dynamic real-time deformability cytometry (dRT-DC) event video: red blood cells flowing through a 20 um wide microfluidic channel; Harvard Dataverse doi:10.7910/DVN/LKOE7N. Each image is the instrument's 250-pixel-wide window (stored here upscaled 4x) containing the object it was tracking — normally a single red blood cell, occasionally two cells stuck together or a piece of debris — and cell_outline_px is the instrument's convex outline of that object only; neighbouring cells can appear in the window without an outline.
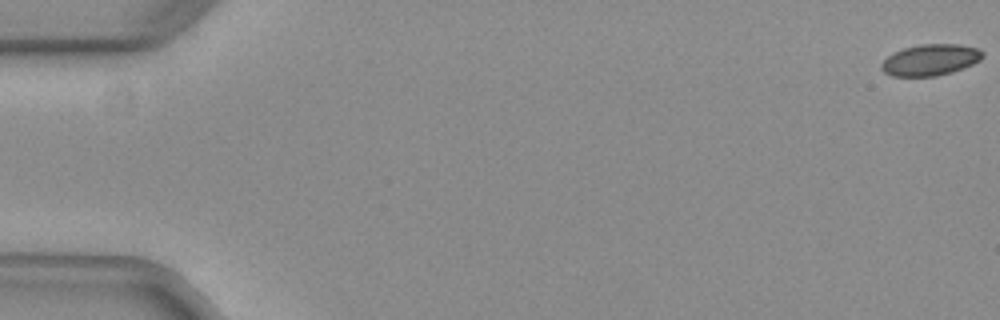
{"species": "common noctule bat (a hibernating species)", "species_latin": "Nyctalus noctula", "temperature_condition": "warm", "stored_images_in_passage": 54, "camera_frame_rate_fps": 3000, "um_per_image_px": 0.085, "animal": {"sex": "female", "body_mass_g": 29.2, "forearm_length_mm": 56.3}, "frame": {"image": 1, "passage_image": 1, "time_ms": 0.0, "image_size_px": [1000, 320], "cell_outline_px": [[984, 56], [980, 60], [964, 68], [952, 72], [936, 76], [892, 76], [884, 72], [880, 68], [880, 64], [892, 52], [904, 48], [920, 44], [960, 44], [980, 48], [984, 52]], "centroid_in_image_um": [79.1, 5.08], "position_along_channel_um": 5.9, "area_um2": 18.67}}
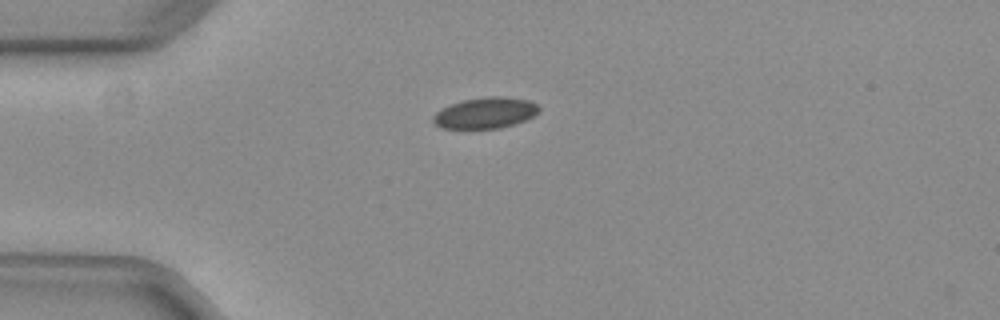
{"frame": {"image": 2, "passage_image": 15, "time_ms": 4.667, "image_size_px": [1000, 320], "cell_outline_px": [[540, 108], [532, 116], [524, 120], [500, 128], [440, 128], [432, 120], [432, 116], [440, 108], [448, 104], [464, 100], [484, 96], [508, 96], [528, 100], [536, 104]], "centroid_in_image_um": [41.2, 9.58], "position_along_channel_um": 43.8, "area_um2": 19.13}}
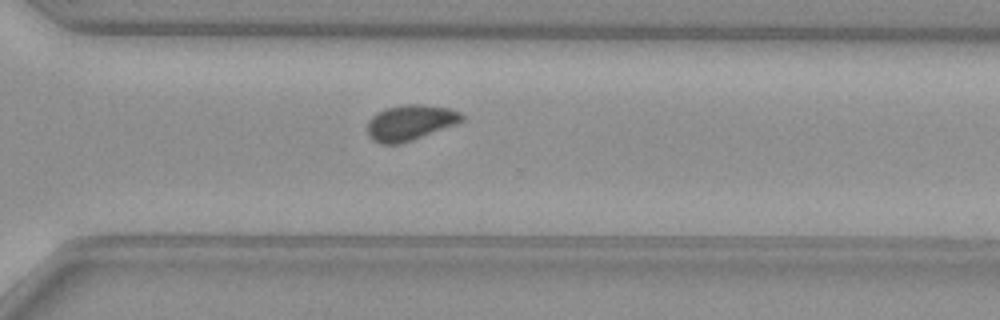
{"frame": {"image": 3, "passage_image": 39, "time_ms": 12.667, "image_size_px": [1000, 320], "cell_outline_px": [[464, 120], [456, 124], [412, 140], [400, 144], [380, 144], [372, 140], [368, 132], [368, 120], [376, 112], [384, 108], [404, 104], [420, 104], [448, 108], [460, 112], [464, 116]], "centroid_in_image_um": [34.85, 10.41], "position_along_channel_um": 335.8, "area_um2": 19.59}, "authors_computed_cell_mechanics": {"area_um2": 19.1318, "velocity_mm_per_s": 3.9486, "shape_relaxation_time_tau1_ms": null, "shape_relaxation_time_tau2_ms": 4.4623, "deformation_change_tau1": null, "deformation_change_tau2": 0.0523}}